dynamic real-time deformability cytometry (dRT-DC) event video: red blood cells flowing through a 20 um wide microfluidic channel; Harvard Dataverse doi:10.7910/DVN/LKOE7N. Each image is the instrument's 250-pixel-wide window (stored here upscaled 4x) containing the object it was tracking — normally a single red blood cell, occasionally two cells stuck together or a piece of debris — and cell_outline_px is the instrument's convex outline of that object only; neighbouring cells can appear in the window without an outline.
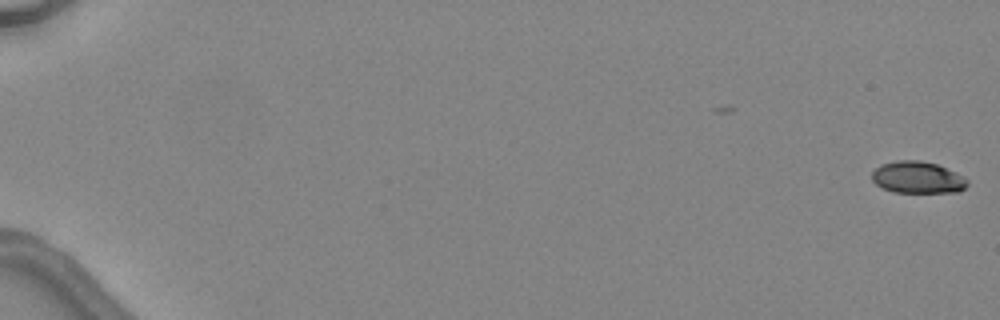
{"species": "common noctule bat (a hibernating species)", "species_latin": "Nyctalus noctula", "temperature_condition": "warm", "stored_images_in_passage": 4, "camera_frame_rate_fps": 3000, "um_per_image_px": 0.085, "animal": {"sex": "female", "body_mass_g": 24.6, "forearm_length_mm": 56.2}, "frame": {"image": 1, "passage_image": 1, "time_ms": 0.0, "image_size_px": [1000, 320], "cell_outline_px": [[968, 184], [964, 188], [956, 192], [892, 192], [876, 184], [872, 180], [872, 172], [880, 164], [896, 160], [920, 160], [936, 164], [956, 172], [964, 176], [968, 180]], "centroid_in_image_um": [77.99, 15.07], "position_along_channel_um": 7.0, "area_um2": 17.74}}